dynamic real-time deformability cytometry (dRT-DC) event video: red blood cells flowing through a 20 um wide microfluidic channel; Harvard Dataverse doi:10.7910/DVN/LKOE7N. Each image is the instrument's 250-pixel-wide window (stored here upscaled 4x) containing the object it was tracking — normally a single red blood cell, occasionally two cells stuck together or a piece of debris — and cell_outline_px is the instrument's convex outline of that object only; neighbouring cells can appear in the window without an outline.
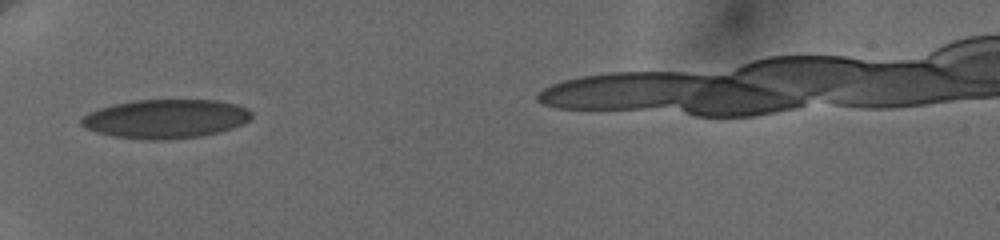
{"species": "human", "species_latin": "Homo sapiens", "temperature_condition": "cold", "stored_images_in_passage": 26, "camera_frame_rate_fps": 3000, "um_per_image_px": 0.085, "donor": {"sex": "female"}, "frame": {"image": 1, "passage_image": 1, "time_ms": 0.0, "image_size_px": [1000, 240], "cell_outline_px": [[252, 116], [248, 120], [232, 128], [200, 136], [164, 140], [148, 140], [112, 136], [96, 132], [80, 124], [80, 120], [88, 112], [112, 104], [132, 100], [220, 100], [236, 104], [248, 108], [252, 112]], "centroid_in_image_um": [14.06, 10.09], "position_along_channel_um": 70.9, "area_um2": 38.61}}
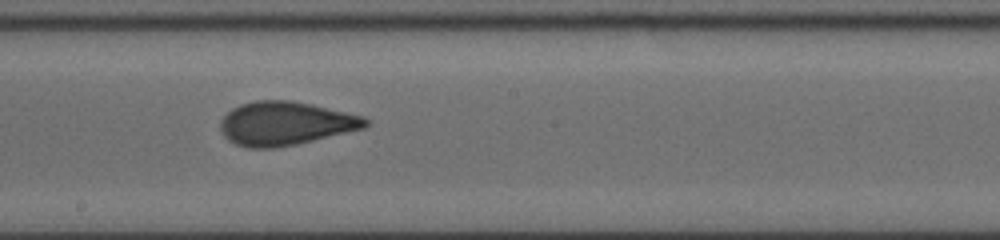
{"frame": {"image": 2, "passage_image": 13, "time_ms": 4.333, "image_size_px": [1000, 240], "cell_outline_px": [[368, 124], [364, 128], [296, 144], [272, 148], [248, 148], [236, 144], [228, 140], [224, 136], [220, 128], [220, 120], [232, 108], [240, 104], [256, 100], [292, 100], [312, 104], [364, 116], [368, 120]], "centroid_in_image_um": [24.24, 10.48], "position_along_channel_um": 224.0, "area_um2": 36.82}}
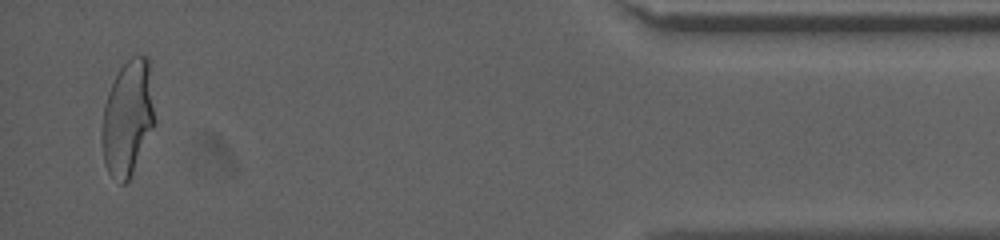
{"frame": {"image": 3, "passage_image": 25, "time_ms": 11.333, "image_size_px": [1000, 240], "cell_outline_px": [[156, 124], [128, 180], [124, 184], [120, 184], [108, 172], [104, 164], [100, 140], [100, 132], [104, 104], [108, 92], [120, 68], [132, 56], [148, 56], [156, 120]], "centroid_in_image_um": [10.85, 10.05], "position_along_channel_um": 424.4, "area_um2": 35.89}}